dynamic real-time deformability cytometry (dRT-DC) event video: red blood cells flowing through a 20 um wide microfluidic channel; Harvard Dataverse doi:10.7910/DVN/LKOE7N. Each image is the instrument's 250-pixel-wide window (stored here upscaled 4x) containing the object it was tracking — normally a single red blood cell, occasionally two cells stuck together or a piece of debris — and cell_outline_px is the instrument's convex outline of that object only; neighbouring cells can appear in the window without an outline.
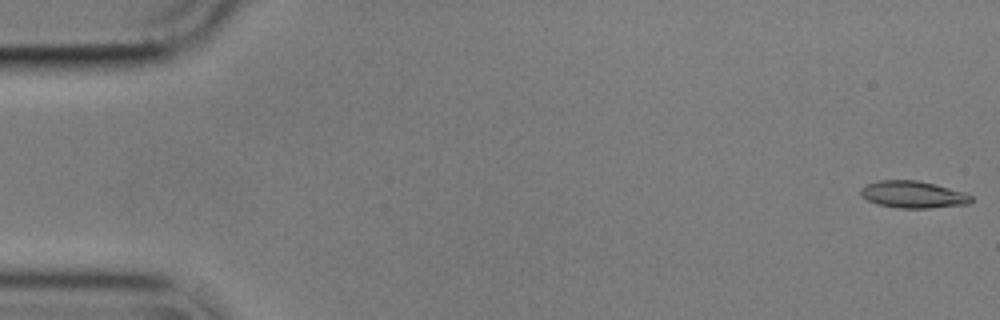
{"species": "common noctule bat (a hibernating species)", "species_latin": "Nyctalus noctula", "temperature_condition": "cold", "stored_images_in_passage": 46, "camera_frame_rate_fps": 3000, "um_per_image_px": 0.085, "animal": {"sex": "male", "body_mass_g": 17.9}, "frame": {"image": 1, "passage_image": 1, "time_ms": 0.0, "image_size_px": [1000, 320], "cell_outline_px": [[972, 200], [968, 204], [932, 208], [896, 208], [876, 204], [860, 196], [860, 188], [868, 184], [880, 180], [916, 180], [936, 184], [964, 192], [972, 196]], "centroid_in_image_um": [77.6, 16.54], "position_along_channel_um": 7.4, "area_um2": 17.51}}
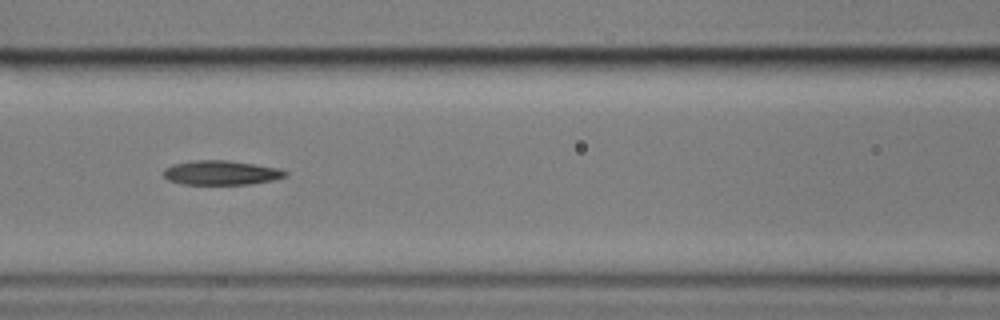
{"frame": {"image": 2, "passage_image": 24, "time_ms": 7.667, "image_size_px": [1000, 320], "cell_outline_px": [[288, 176], [272, 180], [252, 184], [184, 184], [168, 180], [164, 176], [164, 168], [172, 164], [192, 160], [228, 160], [276, 168], [288, 172]], "centroid_in_image_um": [18.77, 14.68], "position_along_channel_um": 147.8, "area_um2": 17.22}}
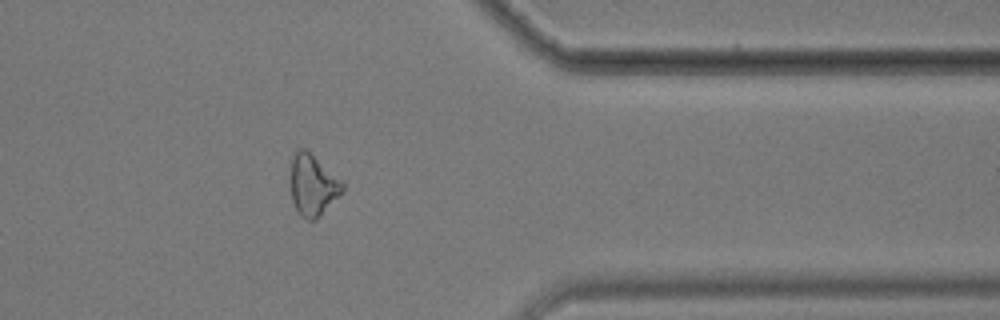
{"frame": {"image": 3, "passage_image": 45, "time_ms": 14.667, "image_size_px": [1000, 320], "cell_outline_px": [[344, 188], [316, 220], [308, 220], [300, 216], [292, 200], [292, 160], [296, 152], [300, 148], [304, 148], [340, 180], [344, 184]], "centroid_in_image_um": [26.57, 15.77], "position_along_channel_um": 384.8, "area_um2": 17.57}}